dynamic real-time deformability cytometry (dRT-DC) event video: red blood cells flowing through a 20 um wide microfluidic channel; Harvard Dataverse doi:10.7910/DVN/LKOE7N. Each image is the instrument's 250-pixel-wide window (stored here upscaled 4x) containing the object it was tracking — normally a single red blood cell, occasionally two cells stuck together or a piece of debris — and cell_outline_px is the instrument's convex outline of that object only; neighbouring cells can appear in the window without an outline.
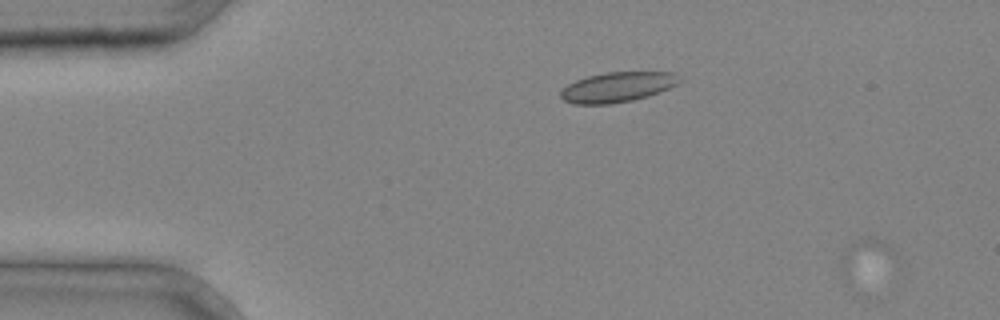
{"species": "common noctule bat (a hibernating species)", "species_latin": "Nyctalus noctula", "temperature_condition": "cold", "stored_images_in_passage": 14, "camera_frame_rate_fps": 3000, "um_per_image_px": 0.085, "animal": {"sex": "male", "body_mass_g": 20.4}, "frame": {"image": 1, "passage_image": 3, "time_ms": 0.667, "image_size_px": [1000, 320], "cell_outline_px": [[896, 256], [840, 284], [840, 256], [844, 248], [868, 236], [888, 244], [896, 252]], "centroid_in_image_um": [73.4, 21.87], "position_along_channel_um": 11.6, "area_um2": 10.98}}
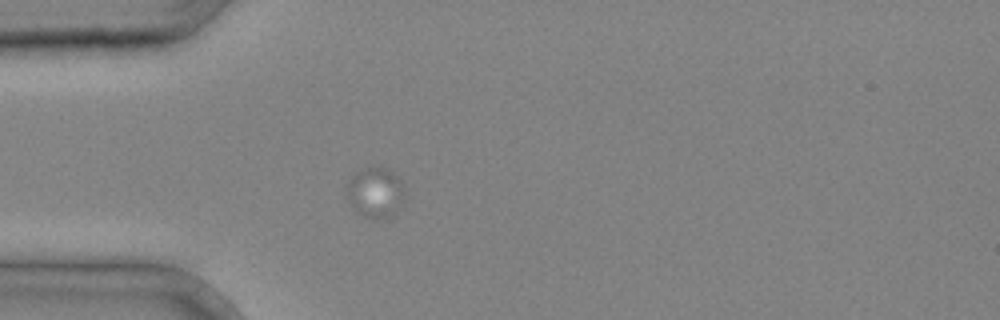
{"frame": {"image": 2, "passage_image": 10, "time_ms": 3.0, "image_size_px": [1000, 320], "cell_outline_px": [[404, 200], [396, 216], [384, 220], [372, 220], [364, 216], [348, 200], [344, 184], [356, 172], [364, 168], [388, 168], [404, 184]], "centroid_in_image_um": [31.94, 16.41], "position_along_channel_um": 53.1, "area_um2": 17.46}}